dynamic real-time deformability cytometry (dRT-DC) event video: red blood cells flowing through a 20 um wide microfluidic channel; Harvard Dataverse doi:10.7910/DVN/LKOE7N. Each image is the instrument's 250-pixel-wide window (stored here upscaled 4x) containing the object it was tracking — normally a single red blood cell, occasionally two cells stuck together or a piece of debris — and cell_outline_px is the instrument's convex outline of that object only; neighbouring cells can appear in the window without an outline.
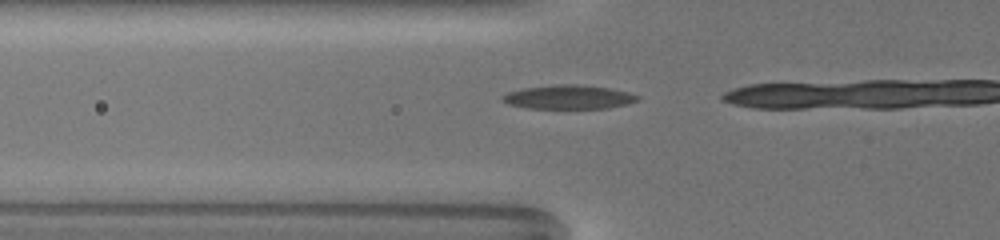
{"species": "common noctule bat (a hibernating species)", "species_latin": "Nyctalus noctula", "temperature_condition": "warm", "stored_images_in_passage": 7, "camera_frame_rate_fps": 3000, "um_per_image_px": 0.085, "animal": {"sex": "female", "body_mass_g": 19.5, "forearm_length_mm": 54.1}, "frame": {"image": 1, "passage_image": 2, "time_ms": 0.333, "image_size_px": [1000, 240], "cell_outline_px": [[640, 100], [628, 104], [608, 108], [528, 108], [508, 104], [500, 100], [500, 96], [508, 92], [524, 88], [556, 84], [576, 84], [608, 88], [628, 92], [640, 96]], "centroid_in_image_um": [48.33, 8.25], "position_along_channel_um": 77.5, "area_um2": 18.9}}